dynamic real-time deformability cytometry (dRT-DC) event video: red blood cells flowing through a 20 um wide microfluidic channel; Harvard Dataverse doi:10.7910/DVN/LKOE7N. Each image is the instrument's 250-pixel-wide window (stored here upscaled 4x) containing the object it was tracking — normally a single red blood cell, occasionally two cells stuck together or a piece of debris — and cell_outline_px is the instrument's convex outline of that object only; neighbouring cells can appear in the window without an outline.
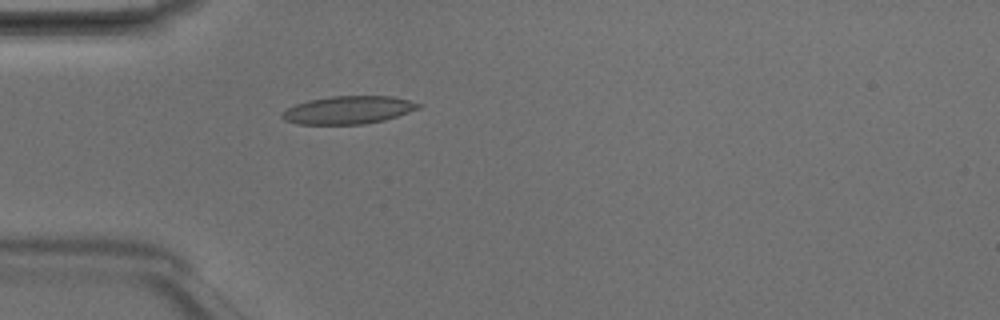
{"species": "Egyptian fruit bat (a non-hibernating species)", "species_latin": "Rousettus aegyptiacus", "temperature_condition": "room temperature", "stored_images_in_passage": 2, "camera_frame_rate_fps": 3000, "um_per_image_px": 0.085, "animal": {"sex": "male"}, "frame": {"image": 1, "passage_image": 2, "time_ms": 0.333, "image_size_px": [1000, 320], "cell_outline_px": [[424, 104], [420, 108], [384, 120], [364, 124], [296, 124], [284, 120], [280, 116], [280, 112], [296, 104], [308, 100], [332, 96], [392, 96]], "centroid_in_image_um": [29.58, 9.35], "position_along_channel_um": 55.4, "area_um2": 22.2}}